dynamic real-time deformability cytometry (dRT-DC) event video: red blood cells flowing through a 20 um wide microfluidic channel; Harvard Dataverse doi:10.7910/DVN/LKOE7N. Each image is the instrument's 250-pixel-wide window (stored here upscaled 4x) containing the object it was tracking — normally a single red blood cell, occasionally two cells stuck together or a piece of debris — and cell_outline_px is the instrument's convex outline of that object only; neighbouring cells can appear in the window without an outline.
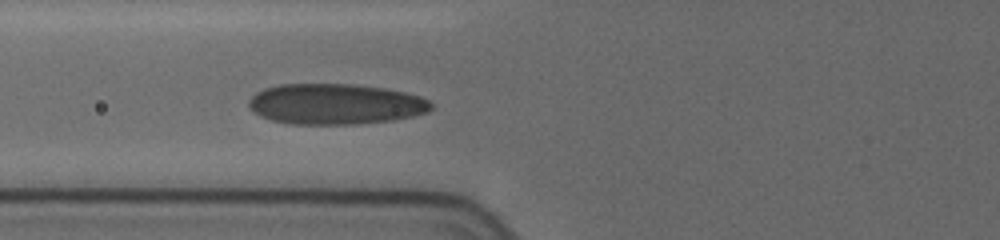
{"species": "human", "species_latin": "Homo sapiens", "temperature_condition": "cold", "stored_images_in_passage": 13, "camera_frame_rate_fps": 3000, "um_per_image_px": 0.085, "donor": {"sex": "female"}, "frame": {"image": 1, "passage_image": 13, "time_ms": 5.0, "image_size_px": [1000, 240], "cell_outline_px": [[432, 108], [428, 112], [412, 116], [392, 120], [352, 124], [292, 124], [272, 120], [260, 116], [248, 104], [248, 100], [256, 92], [264, 88], [280, 84], [352, 84], [384, 88], [404, 92], [420, 96], [428, 100], [432, 104]], "centroid_in_image_um": [28.5, 8.84], "position_along_channel_um": 97.3, "area_um2": 43.06}}